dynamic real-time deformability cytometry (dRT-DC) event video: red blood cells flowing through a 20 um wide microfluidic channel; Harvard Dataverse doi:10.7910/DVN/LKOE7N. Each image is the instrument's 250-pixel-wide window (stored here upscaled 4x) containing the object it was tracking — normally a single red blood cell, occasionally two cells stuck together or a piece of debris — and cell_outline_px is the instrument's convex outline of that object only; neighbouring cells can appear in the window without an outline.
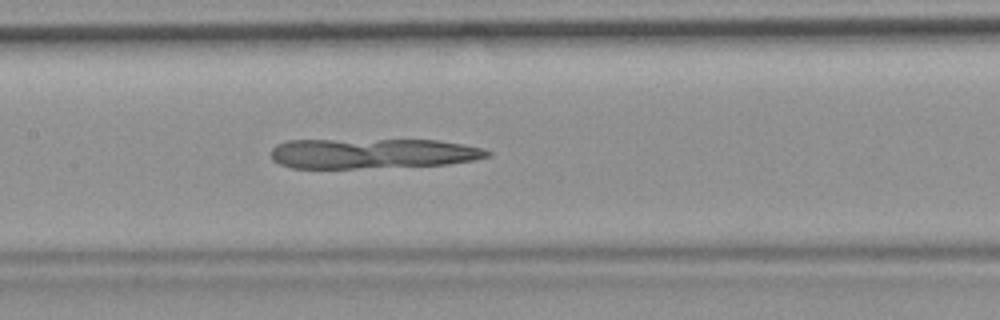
{"species": "common noctule bat (a hibernating species)", "species_latin": "Nyctalus noctula", "temperature_condition": "room temperature", "stored_images_in_passage": 40, "camera_frame_rate_fps": 3000, "um_per_image_px": 0.085, "animal": {"sex": "female", "body_mass_g": 19.9}, "frame": {"image": 1, "passage_image": 12, "time_ms": 3.667, "image_size_px": [1000, 320], "cell_outline_px": [[492, 156], [476, 160], [448, 164], [356, 168], [292, 168], [280, 164], [272, 160], [272, 148], [276, 144], [288, 140], [436, 140], [484, 148], [492, 152]], "centroid_in_image_um": [31.68, 13.04], "position_along_channel_um": 175.7, "area_um2": 37.97}}